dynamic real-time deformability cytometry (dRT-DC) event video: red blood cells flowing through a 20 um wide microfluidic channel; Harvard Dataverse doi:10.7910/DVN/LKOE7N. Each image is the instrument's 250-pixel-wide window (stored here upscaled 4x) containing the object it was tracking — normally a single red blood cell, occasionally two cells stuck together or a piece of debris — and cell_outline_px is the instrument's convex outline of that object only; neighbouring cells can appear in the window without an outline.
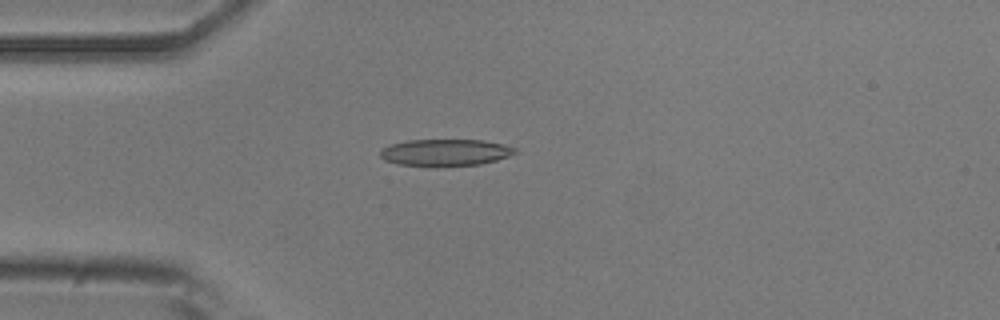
{"species": "common noctule bat (a hibernating species)", "species_latin": "Nyctalus noctula", "temperature_condition": "room temperature", "stored_images_in_passage": 54, "camera_frame_rate_fps": 3000, "um_per_image_px": 0.085, "animal": {"sex": "male", "body_mass_g": 20.5, "forearm_length_mm": 52.5}, "frame": {"image": 1, "passage_image": 14, "time_ms": 4.333, "image_size_px": [1000, 320], "cell_outline_px": [[516, 152], [508, 156], [496, 160], [480, 164], [436, 168], [396, 164], [384, 160], [380, 156], [380, 152], [384, 148], [392, 144], [408, 140], [484, 140], [504, 144], [516, 148]], "centroid_in_image_um": [37.84, 12.99], "position_along_channel_um": 47.2, "area_um2": 21.44}}
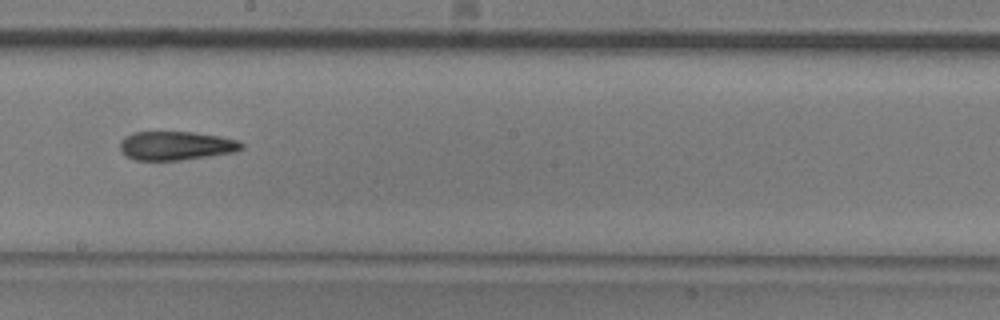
{"frame": {"image": 2, "passage_image": 30, "time_ms": 9.667, "image_size_px": [1000, 320], "cell_outline_px": [[244, 148], [236, 152], [180, 160], [136, 160], [124, 156], [120, 148], [120, 140], [124, 136], [132, 132], [192, 132], [220, 136], [240, 140], [244, 144]], "centroid_in_image_um": [14.97, 12.38], "position_along_channel_um": 233.2, "area_um2": 20.63}}
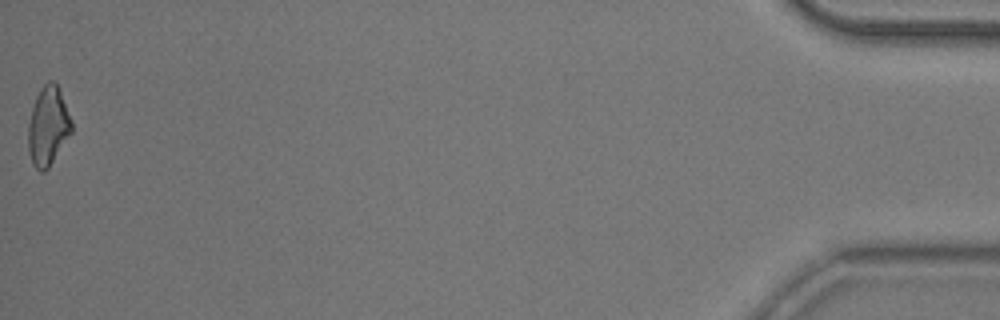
{"frame": {"image": 3, "passage_image": 54, "time_ms": 17.667, "image_size_px": [1000, 320], "cell_outline_px": [[72, 132], [48, 168], [44, 172], [40, 172], [32, 164], [28, 148], [28, 124], [32, 108], [36, 96], [40, 88], [48, 80], [52, 80], [56, 84], [60, 92], [72, 120]], "centroid_in_image_um": [4.07, 10.73], "position_along_channel_um": 431.1, "area_um2": 19.88}, "authors_computed_cell_mechanics": {"area_um2": 20.6924, "velocity_mm_per_s": 3.7188, "shape_relaxation_time_tau1_ms": null, "shape_relaxation_time_tau2_ms": 6.2683, "deformation_change_tau1": null, "deformation_change_tau2": 0.184}}